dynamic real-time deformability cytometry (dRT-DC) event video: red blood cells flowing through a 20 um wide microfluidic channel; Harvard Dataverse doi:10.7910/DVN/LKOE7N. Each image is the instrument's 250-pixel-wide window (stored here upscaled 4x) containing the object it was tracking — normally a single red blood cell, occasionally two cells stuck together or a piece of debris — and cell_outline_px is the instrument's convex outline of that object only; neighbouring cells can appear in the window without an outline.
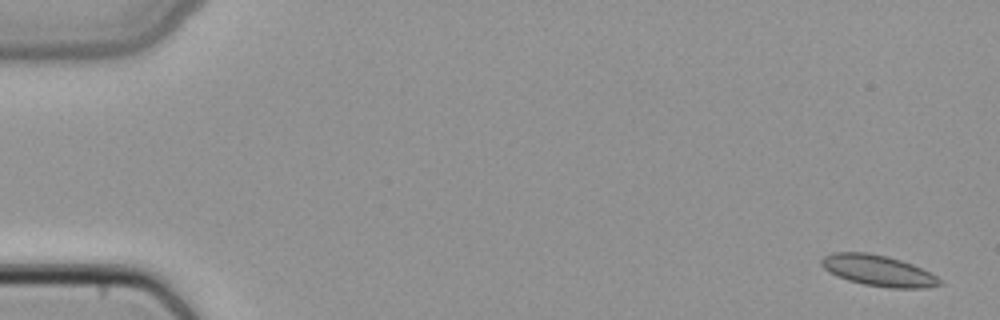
{"species": "common noctule bat (a hibernating species)", "species_latin": "Nyctalus noctula", "temperature_condition": "cold", "stored_images_in_passage": 4, "camera_frame_rate_fps": 3000, "um_per_image_px": 0.085, "animal": {"sex": "female", "body_mass_g": 22.7, "forearm_length_mm": 54.2}, "frame": {"image": 1, "passage_image": 1, "time_ms": 0.0, "image_size_px": [1000, 320], "cell_outline_px": [[944, 284], [924, 288], [892, 288], [864, 284], [848, 280], [836, 276], [828, 272], [820, 264], [820, 260], [824, 256], [832, 252], [868, 252], [888, 256], [912, 264], [936, 276]], "centroid_in_image_um": [74.61, 22.99], "position_along_channel_um": 10.4, "area_um2": 21.33}}